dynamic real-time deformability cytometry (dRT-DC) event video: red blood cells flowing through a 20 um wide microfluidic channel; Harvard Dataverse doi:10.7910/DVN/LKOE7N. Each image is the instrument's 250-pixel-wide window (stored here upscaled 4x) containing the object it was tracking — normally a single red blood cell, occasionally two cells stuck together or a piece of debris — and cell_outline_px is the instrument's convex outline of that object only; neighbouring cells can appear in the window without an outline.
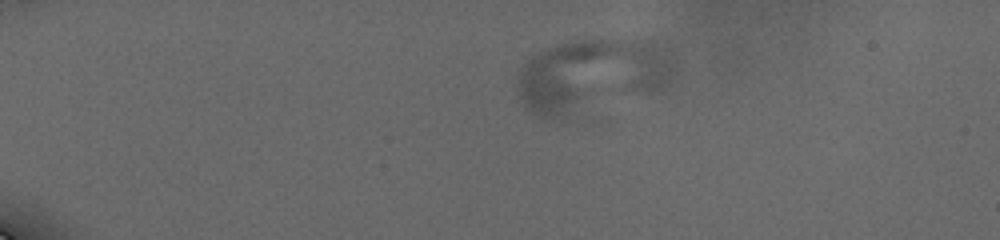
{"species": "human", "species_latin": "Homo sapiens", "temperature_condition": "cold", "stored_images_in_passage": 25, "camera_frame_rate_fps": 3000, "um_per_image_px": 0.085, "donor": {"sex": "male"}, "frame": {"image": 1, "passage_image": 21, "time_ms": 4.667, "image_size_px": [1000, 240], "cell_outline_px": [[676, 72], [668, 84], [660, 92], [568, 120], [540, 120], [524, 108], [516, 92], [516, 76], [520, 68], [536, 52], [544, 48], [568, 40], [652, 40], [676, 68]], "centroid_in_image_um": [50.22, 6.53], "position_along_channel_um": 34.8, "area_um2": 70.11}}